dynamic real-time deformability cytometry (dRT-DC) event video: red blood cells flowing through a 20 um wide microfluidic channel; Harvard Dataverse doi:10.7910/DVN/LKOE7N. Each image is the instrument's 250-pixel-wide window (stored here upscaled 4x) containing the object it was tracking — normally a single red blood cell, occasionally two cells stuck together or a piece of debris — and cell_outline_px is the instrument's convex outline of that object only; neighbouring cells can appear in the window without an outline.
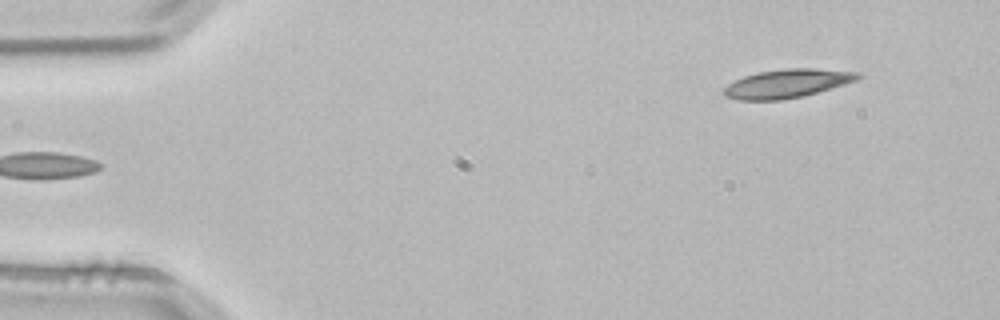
{"species": "common noctule bat (a hibernating species)", "species_latin": "Nyctalus noctula", "temperature_condition": "room temperature", "stored_images_in_passage": 3, "camera_frame_rate_fps": 3000, "um_per_image_px": 0.085, "animal": {"sex": "male", "body_mass_g": 21.5, "forearm_length_mm": 52.0}, "frame": {"image": 1, "passage_image": 3, "time_ms": 0.667, "image_size_px": [1000, 320], "cell_outline_px": [[864, 76], [856, 80], [844, 84], [804, 96], [780, 100], [740, 100], [724, 96], [724, 88], [728, 84], [744, 76], [756, 72], [784, 68], [812, 68], [860, 72]], "centroid_in_image_um": [66.92, 7.09], "position_along_channel_um": 18.1, "area_um2": 22.37}}